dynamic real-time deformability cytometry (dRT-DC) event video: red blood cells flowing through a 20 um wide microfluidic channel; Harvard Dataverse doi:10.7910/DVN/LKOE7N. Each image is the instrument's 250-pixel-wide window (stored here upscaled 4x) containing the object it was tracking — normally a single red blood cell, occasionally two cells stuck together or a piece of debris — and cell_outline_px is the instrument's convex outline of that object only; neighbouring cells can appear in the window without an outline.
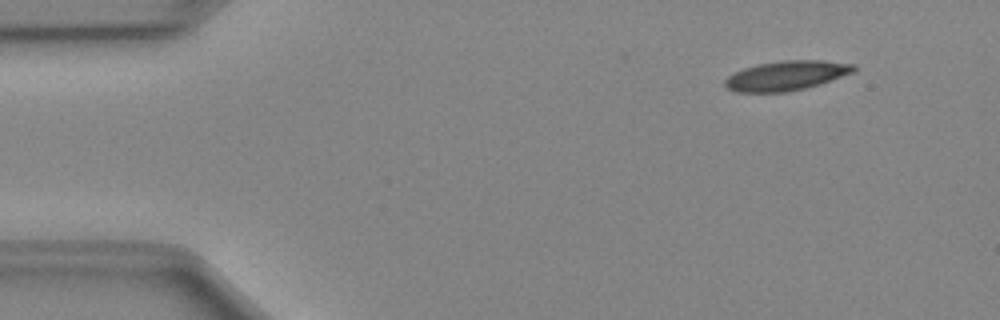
{"species": "Egyptian fruit bat (a non-hibernating species)", "species_latin": "Rousettus aegyptiacus", "temperature_condition": "cold", "stored_images_in_passage": 47, "camera_frame_rate_fps": 3000, "um_per_image_px": 0.085, "animal": {"sex": "female"}, "frame": {"image": 1, "passage_image": 2, "time_ms": 0.333, "image_size_px": [1000, 320], "cell_outline_px": [[856, 72], [820, 84], [788, 92], [736, 92], [728, 88], [724, 84], [724, 80], [728, 76], [744, 68], [760, 64], [784, 60], [820, 60], [856, 64]], "centroid_in_image_um": [66.89, 6.43], "position_along_channel_um": 18.1, "area_um2": 22.2}}
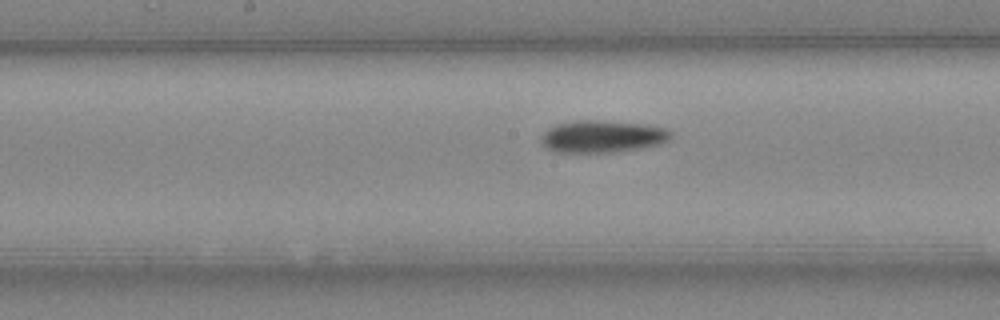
{"frame": {"image": 2, "passage_image": 22, "time_ms": 7.0, "image_size_px": [1000, 320], "cell_outline_px": [[672, 136], [668, 140], [660, 144], [644, 148], [616, 152], [556, 152], [544, 148], [540, 140], [540, 136], [548, 128], [556, 124], [576, 120], [596, 120], [644, 124], [664, 128], [672, 132]], "centroid_in_image_um": [51.17, 11.61], "position_along_channel_um": 197.0, "area_um2": 24.57}}
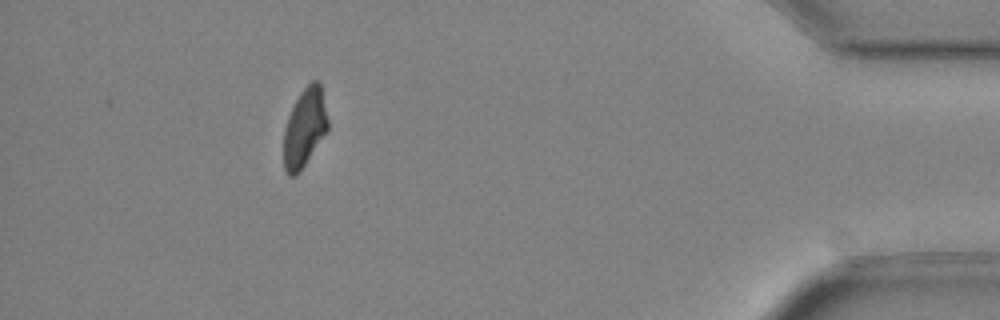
{"frame": {"image": 3, "passage_image": 42, "time_ms": 13.667, "image_size_px": [1000, 320], "cell_outline_px": [[328, 128], [300, 172], [296, 176], [288, 176], [284, 168], [284, 128], [288, 116], [300, 92], [312, 80], [316, 80], [320, 84], [328, 120]], "centroid_in_image_um": [25.87, 10.88], "position_along_channel_um": 409.3, "area_um2": 19.94}, "authors_computed_cell_mechanics": {"area_um2": 22.8888, "velocity_mm_per_s": 4.0213, "shape_relaxation_time_tau1_ms": 6.4023, "shape_relaxation_time_tau2_ms": null, "deformation_change_tau1": 0.1219, "deformation_change_tau2": null}}